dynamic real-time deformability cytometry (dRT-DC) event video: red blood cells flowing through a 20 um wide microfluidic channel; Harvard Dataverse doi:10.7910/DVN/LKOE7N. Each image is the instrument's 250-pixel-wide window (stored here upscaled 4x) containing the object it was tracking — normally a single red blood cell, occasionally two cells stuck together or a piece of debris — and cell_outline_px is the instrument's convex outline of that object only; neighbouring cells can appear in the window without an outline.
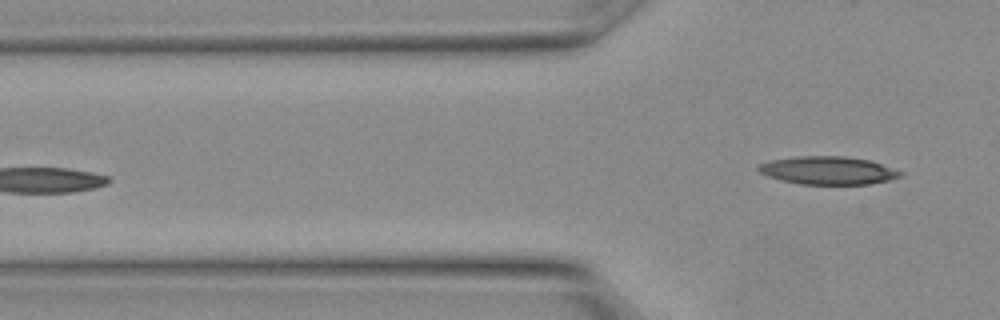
{"species": "Egyptian fruit bat (a non-hibernating species)", "species_latin": "Rousettus aegyptiacus", "temperature_condition": "warm", "stored_images_in_passage": 3, "camera_frame_rate_fps": 3000, "um_per_image_px": 0.085, "animal": {"sex": "female"}, "frame": {"image": 1, "passage_image": 3, "time_ms": 0.667, "image_size_px": [1000, 320], "cell_outline_px": [[900, 176], [888, 180], [868, 184], [800, 184], [780, 180], [768, 176], [760, 172], [756, 168], [756, 164], [768, 160], [796, 156], [844, 156], [868, 160], [880, 164], [900, 172]], "centroid_in_image_um": [70.25, 14.48], "position_along_channel_um": 55.5, "area_um2": 23.0}}